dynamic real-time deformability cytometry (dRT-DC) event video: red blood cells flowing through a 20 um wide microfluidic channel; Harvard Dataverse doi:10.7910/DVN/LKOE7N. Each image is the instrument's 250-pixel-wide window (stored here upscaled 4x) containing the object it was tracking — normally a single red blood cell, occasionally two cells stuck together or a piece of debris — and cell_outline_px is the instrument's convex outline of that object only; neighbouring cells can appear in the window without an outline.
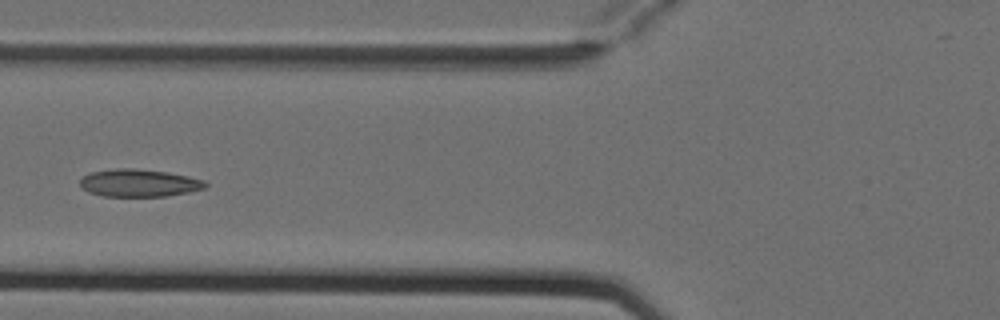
{"species": "Egyptian fruit bat (a non-hibernating species)", "species_latin": "Rousettus aegyptiacus", "temperature_condition": "cold", "stored_images_in_passage": 6, "camera_frame_rate_fps": 3000, "um_per_image_px": 0.085, "animal": {"sex": "female"}, "frame": {"image": 1, "passage_image": 6, "time_ms": 1.667, "image_size_px": [1000, 320], "cell_outline_px": [[208, 184], [204, 188], [188, 192], [168, 196], [104, 196], [88, 192], [80, 188], [80, 180], [84, 176], [92, 172], [116, 168], [132, 168], [168, 172], [188, 176], [204, 180]], "centroid_in_image_um": [11.81, 15.55], "position_along_channel_um": 114.0, "area_um2": 20.11}}